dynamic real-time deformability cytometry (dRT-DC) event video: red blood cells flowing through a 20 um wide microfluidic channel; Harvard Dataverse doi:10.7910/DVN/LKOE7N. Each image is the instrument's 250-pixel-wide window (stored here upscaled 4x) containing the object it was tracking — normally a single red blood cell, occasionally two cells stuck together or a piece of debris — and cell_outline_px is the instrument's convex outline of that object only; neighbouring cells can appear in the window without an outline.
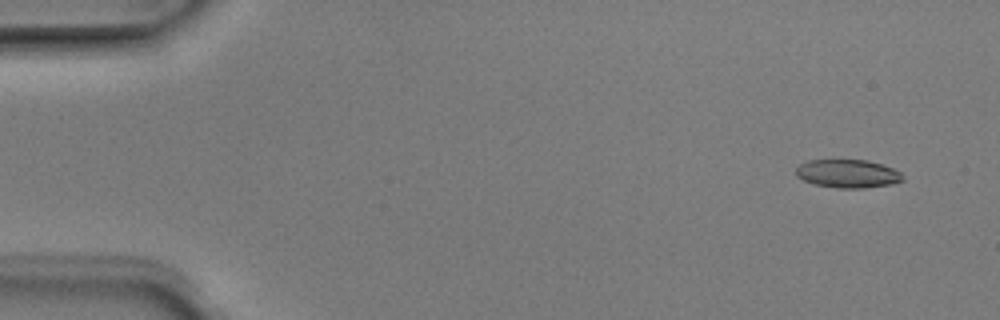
{"species": "Egyptian fruit bat (a non-hibernating species)", "species_latin": "Rousettus aegyptiacus", "temperature_condition": "room temperature", "stored_images_in_passage": 6, "camera_frame_rate_fps": 3000, "um_per_image_px": 0.085, "animal": {"sex": "male"}, "frame": {"image": 1, "passage_image": 1, "time_ms": 0.0, "image_size_px": [1000, 320], "cell_outline_px": [[904, 180], [892, 184], [864, 188], [836, 188], [812, 184], [796, 176], [796, 168], [800, 164], [808, 160], [868, 160], [892, 168], [900, 172]], "centroid_in_image_um": [72.04, 14.77], "position_along_channel_um": 13.0, "area_um2": 17.63}}
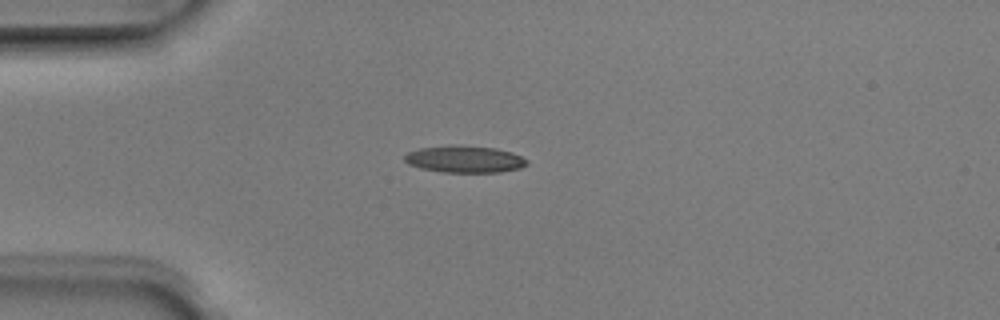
{"frame": {"image": 2, "passage_image": 4, "time_ms": 1.0, "image_size_px": [1000, 320], "cell_outline_px": [[528, 164], [520, 168], [500, 172], [444, 172], [420, 168], [408, 164], [404, 160], [404, 156], [408, 152], [420, 148], [448, 144], [452, 144], [496, 148], [512, 152], [528, 160]], "centroid_in_image_um": [39.48, 13.52], "position_along_channel_um": 45.5, "area_um2": 19.36}}
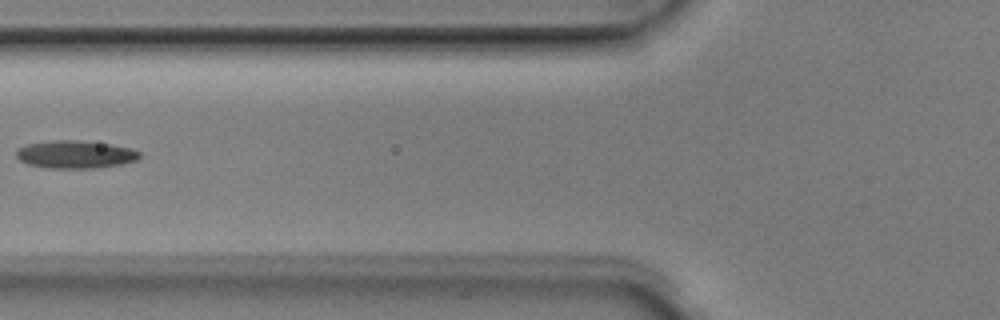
{"frame": {"image": 3, "passage_image": 6, "time_ms": 1.667, "image_size_px": [1000, 320], "cell_outline_px": [[140, 156], [136, 160], [120, 164], [96, 168], [52, 168], [28, 164], [20, 160], [16, 156], [16, 148], [28, 144], [52, 140], [80, 140], [108, 144], [132, 148], [140, 152]], "centroid_in_image_um": [6.39, 13.12], "position_along_channel_um": 119.4, "area_um2": 19.88}}